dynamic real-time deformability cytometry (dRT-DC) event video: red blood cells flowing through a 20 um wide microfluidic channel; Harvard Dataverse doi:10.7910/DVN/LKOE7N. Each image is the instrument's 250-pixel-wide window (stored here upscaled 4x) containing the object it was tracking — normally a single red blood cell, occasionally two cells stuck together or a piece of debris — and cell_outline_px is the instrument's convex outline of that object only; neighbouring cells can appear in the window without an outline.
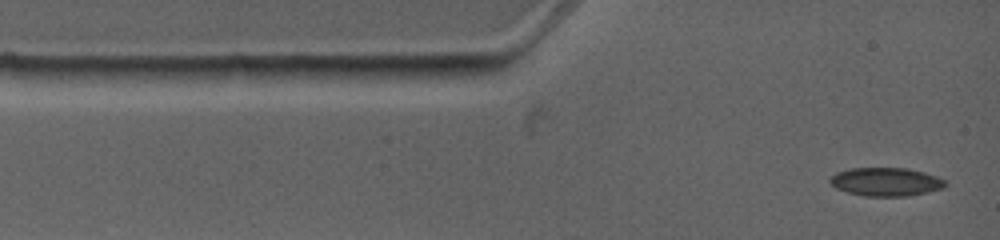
{"species": "common noctule bat (a hibernating species)", "species_latin": "Nyctalus noctula", "temperature_condition": "warm", "stored_images_in_passage": 4, "camera_frame_rate_fps": 4500, "um_per_image_px": 0.085, "animal": {"sex": "female", "body_mass_g": 19.0, "forearm_length_mm": 53.3}, "frame": {"image": 1, "passage_image": 1, "time_ms": 0.0, "image_size_px": [1000, 240], "cell_outline_px": [[948, 184], [944, 188], [928, 192], [908, 196], [864, 196], [848, 192], [836, 188], [828, 180], [836, 172], [848, 168], [904, 168], [924, 172], [948, 180]], "centroid_in_image_um": [75.34, 15.45], "position_along_channel_um": 9.7, "area_um2": 19.25}}
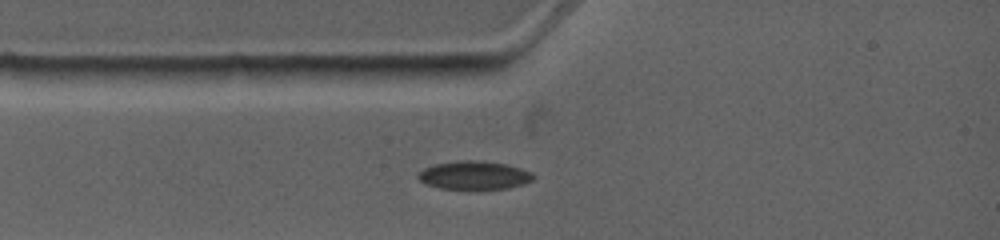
{"frame": {"image": 2, "passage_image": 3, "time_ms": 1.778, "image_size_px": [1000, 240], "cell_outline_px": [[536, 176], [532, 180], [524, 184], [508, 188], [476, 192], [440, 188], [428, 184], [420, 180], [416, 176], [424, 168], [436, 164], [460, 160], [476, 160], [504, 164], [520, 168], [532, 172]], "centroid_in_image_um": [40.33, 14.95], "position_along_channel_um": 44.7, "area_um2": 19.65}}
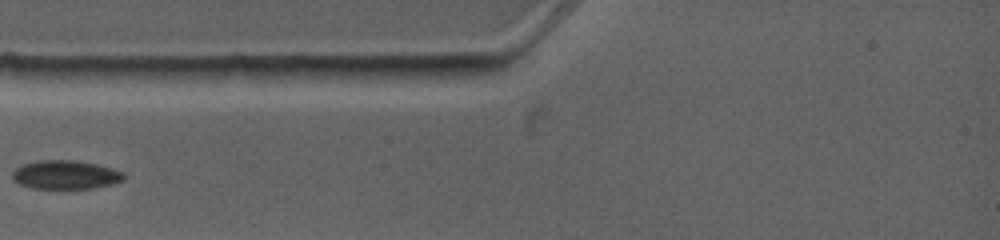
{"frame": {"image": 3, "passage_image": 4, "time_ms": 2.667, "image_size_px": [1000, 240], "cell_outline_px": [[124, 180], [112, 184], [92, 188], [32, 188], [20, 184], [12, 180], [12, 172], [16, 168], [24, 164], [36, 160], [72, 160], [96, 164], [112, 168], [124, 172]], "centroid_in_image_um": [5.56, 14.85], "position_along_channel_um": 79.4, "area_um2": 18.61}}